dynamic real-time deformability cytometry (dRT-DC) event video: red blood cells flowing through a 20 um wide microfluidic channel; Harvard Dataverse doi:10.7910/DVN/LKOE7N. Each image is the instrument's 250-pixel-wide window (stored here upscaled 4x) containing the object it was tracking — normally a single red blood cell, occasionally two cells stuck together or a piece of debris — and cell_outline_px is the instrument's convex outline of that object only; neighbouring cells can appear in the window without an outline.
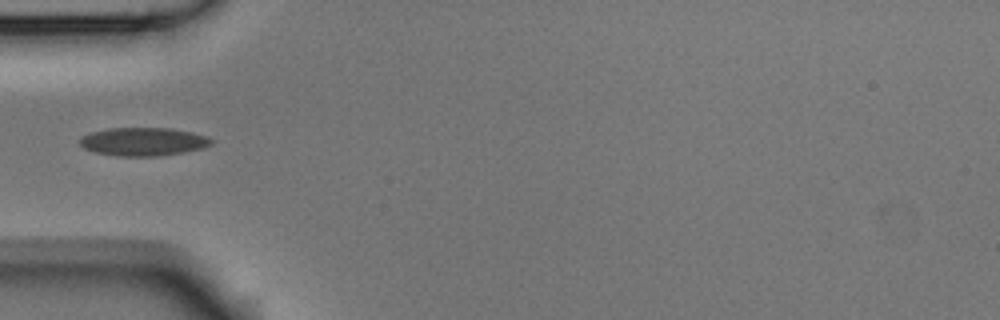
{"species": "Egyptian fruit bat (a non-hibernating species)", "species_latin": "Rousettus aegyptiacus", "temperature_condition": "room temperature", "stored_images_in_passage": 4, "camera_frame_rate_fps": 3000, "um_per_image_px": 0.085, "animal": {"sex": "male"}, "frame": {"image": 1, "passage_image": 4, "time_ms": 1.0, "image_size_px": [1000, 320], "cell_outline_px": [[212, 144], [204, 148], [184, 152], [156, 156], [120, 156], [96, 152], [84, 148], [80, 144], [80, 136], [92, 132], [108, 128], [172, 128], [192, 132], [208, 136], [212, 140]], "centroid_in_image_um": [12.2, 12.03], "position_along_channel_um": 72.8, "area_um2": 21.68}}